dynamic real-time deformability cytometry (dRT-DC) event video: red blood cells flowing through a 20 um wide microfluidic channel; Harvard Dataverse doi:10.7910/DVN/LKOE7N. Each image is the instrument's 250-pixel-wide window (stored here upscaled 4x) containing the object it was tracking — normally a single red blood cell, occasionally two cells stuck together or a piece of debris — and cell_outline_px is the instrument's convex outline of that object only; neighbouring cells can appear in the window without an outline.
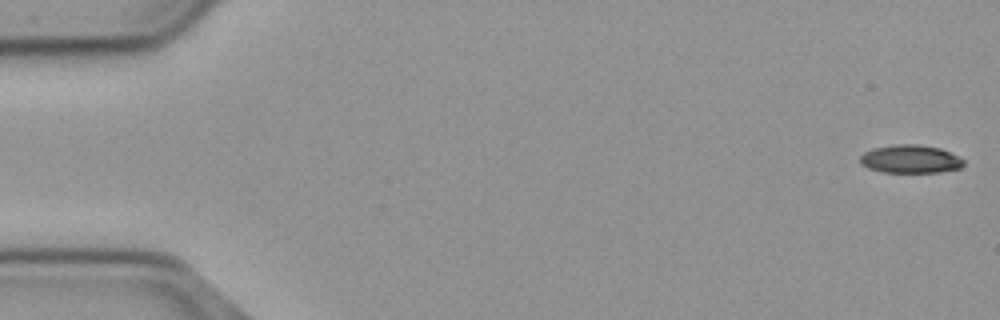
{"species": "common noctule bat (a hibernating species)", "species_latin": "Nyctalus noctula", "temperature_condition": "cold", "stored_images_in_passage": 55, "camera_frame_rate_fps": 3000, "um_per_image_px": 0.085, "animal": {"sex": "male", "body_mass_g": 23.1, "forearm_length_mm": 52.7}, "frame": {"image": 1, "passage_image": 1, "time_ms": 0.0, "image_size_px": [1000, 320], "cell_outline_px": [[964, 164], [960, 168], [940, 172], [884, 172], [868, 168], [860, 164], [860, 156], [864, 152], [872, 148], [896, 144], [920, 144], [940, 148], [964, 160]], "centroid_in_image_um": [77.35, 13.51], "position_along_channel_um": 7.6, "area_um2": 16.99}}
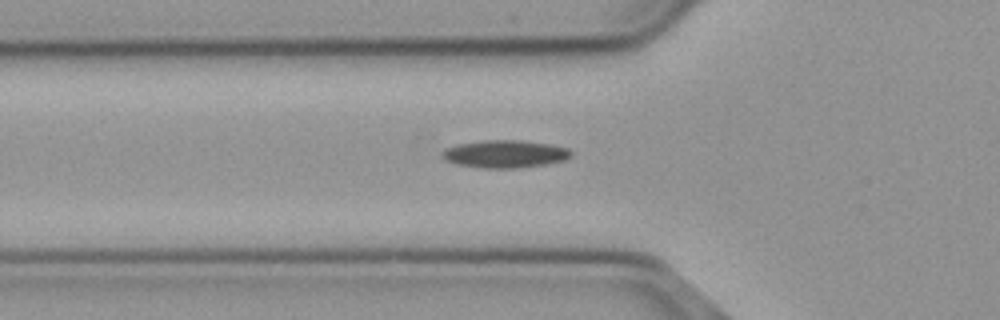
{"frame": {"image": 2, "passage_image": 19, "time_ms": 6.0, "image_size_px": [1000, 320], "cell_outline_px": [[572, 156], [564, 160], [544, 164], [516, 168], [480, 168], [460, 164], [444, 160], [440, 156], [448, 148], [460, 144], [488, 140], [524, 140], [552, 144], [568, 148], [572, 152]], "centroid_in_image_um": [42.98, 13.08], "position_along_channel_um": 82.8, "area_um2": 20.58}}
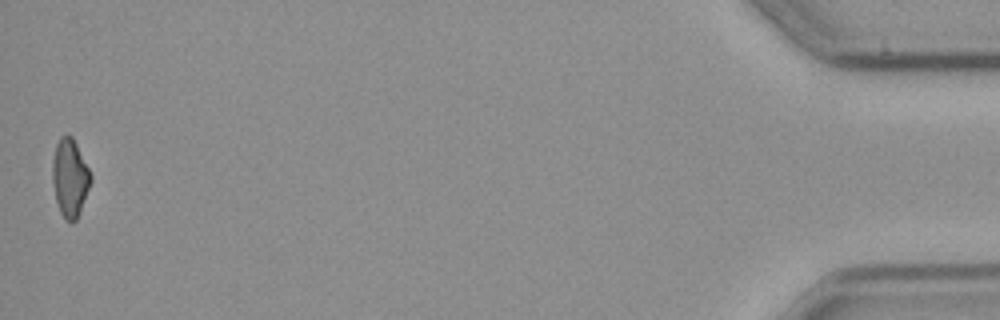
{"frame": {"image": 3, "passage_image": 55, "time_ms": 18.0, "image_size_px": [1000, 320], "cell_outline_px": [[92, 180], [76, 220], [72, 224], [64, 220], [60, 212], [56, 200], [52, 180], [52, 160], [56, 144], [60, 136], [68, 132], [72, 136], [92, 176]], "centroid_in_image_um": [5.92, 15.11], "position_along_channel_um": 429.3, "area_um2": 17.46}}